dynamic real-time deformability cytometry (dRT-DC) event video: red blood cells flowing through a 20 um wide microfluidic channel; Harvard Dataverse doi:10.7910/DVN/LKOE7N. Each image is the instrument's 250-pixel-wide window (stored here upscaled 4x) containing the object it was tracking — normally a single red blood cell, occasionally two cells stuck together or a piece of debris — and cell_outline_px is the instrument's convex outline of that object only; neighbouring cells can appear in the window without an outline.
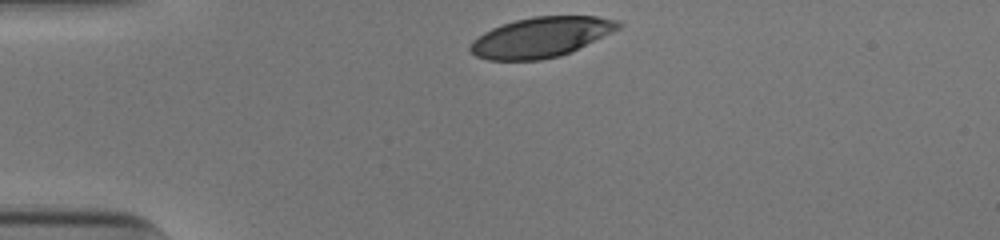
{"species": "human", "species_latin": "Homo sapiens", "temperature_condition": "cold", "stored_images_in_passage": 31, "camera_frame_rate_fps": 3000, "um_per_image_px": 0.085, "donor": {"sex": "male"}, "frame": {"image": 1, "passage_image": 1, "time_ms": 0.0, "image_size_px": [1000, 240], "cell_outline_px": [[624, 24], [620, 28], [572, 52], [560, 56], [540, 60], [488, 60], [476, 56], [468, 52], [468, 48], [472, 40], [484, 32], [492, 28], [516, 20], [532, 16], [600, 16], [620, 20]], "centroid_in_image_um": [46.0, 3.16], "position_along_channel_um": 39.0, "area_um2": 34.91}}
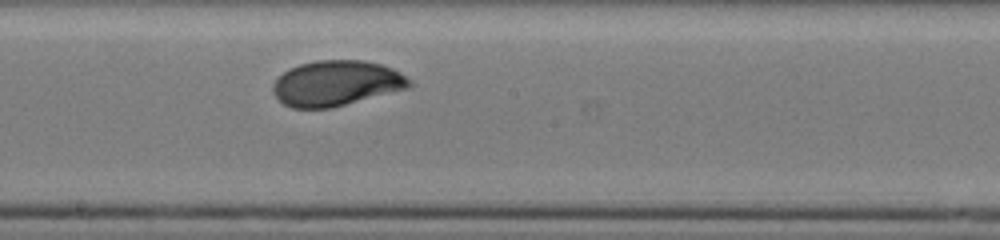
{"frame": {"image": 2, "passage_image": 18, "time_ms": 5.667, "image_size_px": [1000, 240], "cell_outline_px": [[412, 84], [408, 88], [332, 108], [292, 108], [284, 104], [272, 92], [272, 84], [288, 68], [300, 64], [316, 60], [364, 60], [380, 64], [392, 68], [412, 80]], "centroid_in_image_um": [28.58, 7.07], "position_along_channel_um": 219.6, "area_um2": 36.07}}
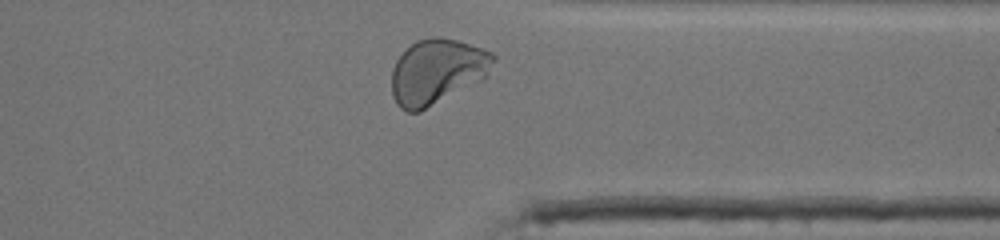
{"frame": {"image": 3, "passage_image": 30, "time_ms": 9.667, "image_size_px": [1000, 240], "cell_outline_px": [[496, 60], [488, 76], [484, 80], [420, 112], [408, 112], [400, 108], [396, 104], [392, 96], [392, 68], [396, 60], [416, 40], [432, 36], [440, 36], [456, 40], [492, 52], [496, 56]], "centroid_in_image_um": [37.18, 6.1], "position_along_channel_um": 374.2, "area_um2": 39.13}, "authors_computed_cell_mechanics": {"area_um2": 36.0672, "velocity_mm_per_s": 3.9034, "shape_relaxation_time_tau1_ms": 2.7448, "shape_relaxation_time_tau2_ms": null, "deformation_change_tau1": 0.1554, "deformation_change_tau2": null}}